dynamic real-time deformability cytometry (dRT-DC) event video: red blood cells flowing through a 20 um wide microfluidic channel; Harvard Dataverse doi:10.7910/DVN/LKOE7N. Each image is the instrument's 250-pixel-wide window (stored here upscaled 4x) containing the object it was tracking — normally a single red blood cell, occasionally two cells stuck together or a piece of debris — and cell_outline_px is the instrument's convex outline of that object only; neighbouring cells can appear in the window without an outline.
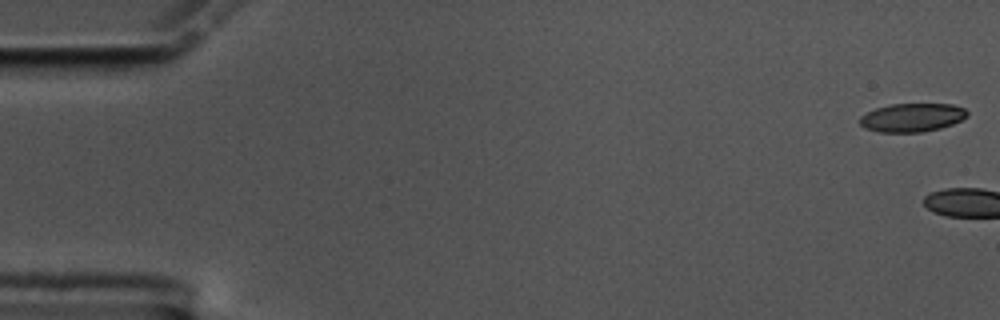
{"species": "common noctule bat (a hibernating species)", "species_latin": "Nyctalus noctula", "temperature_condition": "cold", "stored_images_in_passage": 4, "camera_frame_rate_fps": 3000, "um_per_image_px": 0.085, "animal": {"sex": "male", "body_mass_g": 17.5, "forearm_length_mm": 52.3}, "frame": {"image": 1, "passage_image": 1, "time_ms": 0.0, "image_size_px": [1000, 320], "cell_outline_px": [[968, 116], [952, 124], [940, 128], [920, 132], [880, 132], [864, 128], [860, 124], [860, 116], [876, 108], [888, 104], [952, 104], [964, 108], [968, 112]], "centroid_in_image_um": [77.52, 9.98], "position_along_channel_um": 7.5, "area_um2": 17.8}}